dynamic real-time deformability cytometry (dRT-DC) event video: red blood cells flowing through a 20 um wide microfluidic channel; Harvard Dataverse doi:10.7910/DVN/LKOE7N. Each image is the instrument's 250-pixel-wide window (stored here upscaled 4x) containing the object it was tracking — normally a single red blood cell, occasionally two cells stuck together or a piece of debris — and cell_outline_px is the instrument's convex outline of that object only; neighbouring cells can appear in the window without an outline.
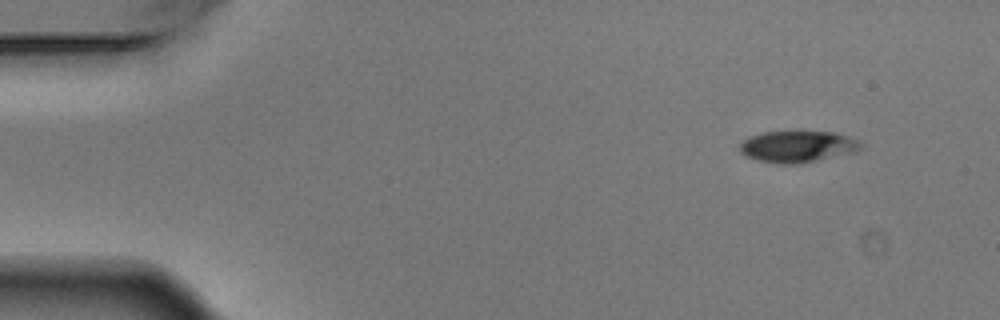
{"species": "Egyptian fruit bat (a non-hibernating species)", "species_latin": "Rousettus aegyptiacus", "temperature_condition": "warm", "stored_images_in_passage": 4, "camera_frame_rate_fps": 3000, "um_per_image_px": 0.085, "animal": {"sex": "male"}, "frame": {"image": 1, "passage_image": 1, "time_ms": 0.0, "image_size_px": [1000, 320], "cell_outline_px": [[864, 144], [856, 152], [796, 164], [780, 164], [756, 160], [740, 152], [740, 144], [744, 140], [752, 136], [764, 132], [836, 132], [848, 136]], "centroid_in_image_um": [67.81, 12.46], "position_along_channel_um": 17.2, "area_um2": 21.96}}
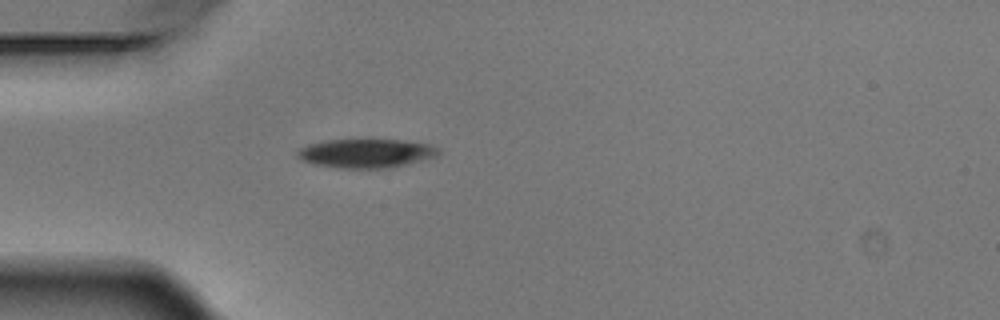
{"frame": {"image": 2, "passage_image": 4, "time_ms": 1.0, "image_size_px": [1000, 320], "cell_outline_px": [[444, 152], [436, 156], [388, 168], [344, 168], [316, 164], [304, 160], [296, 156], [296, 152], [300, 148], [308, 144], [324, 140], [372, 136], [404, 140], [432, 144], [440, 148]], "centroid_in_image_um": [31.17, 12.96], "position_along_channel_um": 53.8, "area_um2": 24.8}}